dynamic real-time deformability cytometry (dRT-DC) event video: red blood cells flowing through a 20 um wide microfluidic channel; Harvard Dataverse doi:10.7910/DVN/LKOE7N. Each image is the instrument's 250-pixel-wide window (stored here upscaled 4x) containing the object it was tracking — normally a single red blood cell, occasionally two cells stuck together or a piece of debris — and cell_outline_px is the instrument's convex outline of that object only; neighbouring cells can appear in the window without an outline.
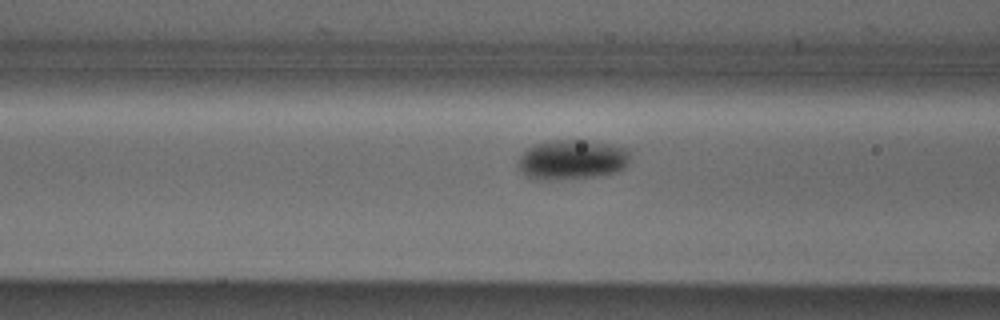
{"species": "Egyptian fruit bat (a non-hibernating species)", "species_latin": "Rousettus aegyptiacus", "temperature_condition": "cold", "stored_images_in_passage": 38, "camera_frame_rate_fps": 3000, "um_per_image_px": 0.085, "animal": {"sex": "male"}, "frame": {"image": 1, "passage_image": 8, "time_ms": 2.333, "image_size_px": [1000, 320], "cell_outline_px": [[628, 160], [624, 168], [616, 172], [600, 176], [544, 180], [536, 180], [528, 176], [516, 164], [520, 156], [532, 144], [548, 140], [584, 140], [612, 144], [624, 148], [628, 152]], "centroid_in_image_um": [48.59, 13.56], "position_along_channel_um": 118.0, "area_um2": 25.95}}
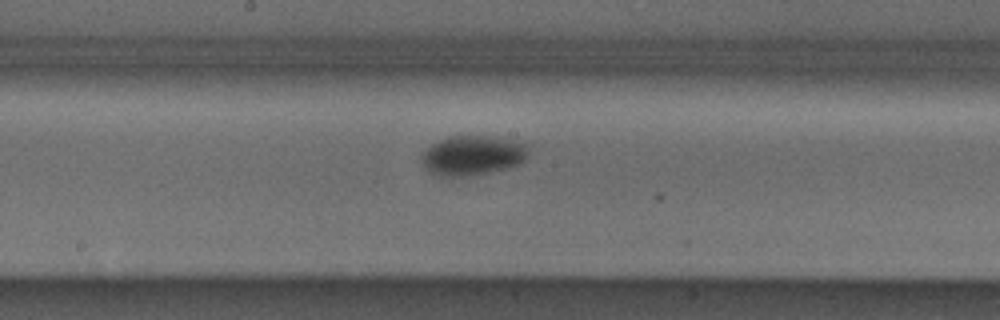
{"frame": {"image": 2, "passage_image": 15, "time_ms": 4.667, "image_size_px": [1000, 320], "cell_outline_px": [[528, 156], [520, 164], [472, 176], [440, 176], [428, 172], [424, 168], [420, 160], [420, 156], [432, 144], [448, 136], [488, 136], [528, 144]], "centroid_in_image_um": [40.13, 13.22], "position_along_channel_um": 208.1, "area_um2": 24.68}}
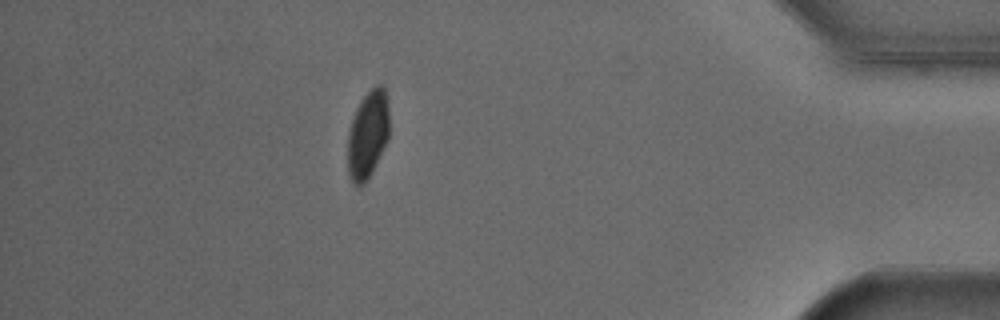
{"frame": {"image": 3, "passage_image": 34, "time_ms": 11.0, "image_size_px": [1000, 320], "cell_outline_px": [[388, 140], [372, 172], [364, 184], [356, 184], [352, 180], [348, 172], [348, 132], [356, 108], [360, 100], [376, 84], [380, 84], [384, 88], [388, 100]], "centroid_in_image_um": [31.27, 11.41], "position_along_channel_um": 403.9, "area_um2": 21.1}}